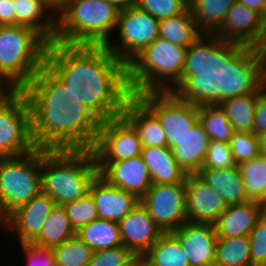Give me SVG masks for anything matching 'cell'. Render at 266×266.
I'll list each match as a JSON object with an SVG mask.
<instances>
[{
  "instance_id": "1",
  "label": "cell",
  "mask_w": 266,
  "mask_h": 266,
  "mask_svg": "<svg viewBox=\"0 0 266 266\" xmlns=\"http://www.w3.org/2000/svg\"><path fill=\"white\" fill-rule=\"evenodd\" d=\"M83 86L65 85L45 64L22 89L40 149L92 150L101 120L82 103Z\"/></svg>"
},
{
  "instance_id": "2",
  "label": "cell",
  "mask_w": 266,
  "mask_h": 266,
  "mask_svg": "<svg viewBox=\"0 0 266 266\" xmlns=\"http://www.w3.org/2000/svg\"><path fill=\"white\" fill-rule=\"evenodd\" d=\"M212 69L190 48L157 37L127 64L132 95L203 89Z\"/></svg>"
},
{
  "instance_id": "3",
  "label": "cell",
  "mask_w": 266,
  "mask_h": 266,
  "mask_svg": "<svg viewBox=\"0 0 266 266\" xmlns=\"http://www.w3.org/2000/svg\"><path fill=\"white\" fill-rule=\"evenodd\" d=\"M208 42L222 64H253L266 51V19L235 2Z\"/></svg>"
},
{
  "instance_id": "4",
  "label": "cell",
  "mask_w": 266,
  "mask_h": 266,
  "mask_svg": "<svg viewBox=\"0 0 266 266\" xmlns=\"http://www.w3.org/2000/svg\"><path fill=\"white\" fill-rule=\"evenodd\" d=\"M98 174L93 150L42 149L41 191L55 205L84 197Z\"/></svg>"
},
{
  "instance_id": "5",
  "label": "cell",
  "mask_w": 266,
  "mask_h": 266,
  "mask_svg": "<svg viewBox=\"0 0 266 266\" xmlns=\"http://www.w3.org/2000/svg\"><path fill=\"white\" fill-rule=\"evenodd\" d=\"M225 111L234 131L254 133L256 66L221 64L212 69L203 88Z\"/></svg>"
},
{
  "instance_id": "6",
  "label": "cell",
  "mask_w": 266,
  "mask_h": 266,
  "mask_svg": "<svg viewBox=\"0 0 266 266\" xmlns=\"http://www.w3.org/2000/svg\"><path fill=\"white\" fill-rule=\"evenodd\" d=\"M120 10L106 0H66L57 10L56 42L106 46Z\"/></svg>"
},
{
  "instance_id": "7",
  "label": "cell",
  "mask_w": 266,
  "mask_h": 266,
  "mask_svg": "<svg viewBox=\"0 0 266 266\" xmlns=\"http://www.w3.org/2000/svg\"><path fill=\"white\" fill-rule=\"evenodd\" d=\"M81 94L82 103L101 121L121 116L132 96L127 82V65L106 48L89 65Z\"/></svg>"
},
{
  "instance_id": "8",
  "label": "cell",
  "mask_w": 266,
  "mask_h": 266,
  "mask_svg": "<svg viewBox=\"0 0 266 266\" xmlns=\"http://www.w3.org/2000/svg\"><path fill=\"white\" fill-rule=\"evenodd\" d=\"M47 46L32 28L0 26V72L22 90L45 64Z\"/></svg>"
},
{
  "instance_id": "9",
  "label": "cell",
  "mask_w": 266,
  "mask_h": 266,
  "mask_svg": "<svg viewBox=\"0 0 266 266\" xmlns=\"http://www.w3.org/2000/svg\"><path fill=\"white\" fill-rule=\"evenodd\" d=\"M42 149L0 158V223L41 191Z\"/></svg>"
},
{
  "instance_id": "10",
  "label": "cell",
  "mask_w": 266,
  "mask_h": 266,
  "mask_svg": "<svg viewBox=\"0 0 266 266\" xmlns=\"http://www.w3.org/2000/svg\"><path fill=\"white\" fill-rule=\"evenodd\" d=\"M135 96L157 117L170 149L199 120L198 90L146 92Z\"/></svg>"
},
{
  "instance_id": "11",
  "label": "cell",
  "mask_w": 266,
  "mask_h": 266,
  "mask_svg": "<svg viewBox=\"0 0 266 266\" xmlns=\"http://www.w3.org/2000/svg\"><path fill=\"white\" fill-rule=\"evenodd\" d=\"M37 147L31 134V109L22 90L0 101V158L32 152Z\"/></svg>"
},
{
  "instance_id": "12",
  "label": "cell",
  "mask_w": 266,
  "mask_h": 266,
  "mask_svg": "<svg viewBox=\"0 0 266 266\" xmlns=\"http://www.w3.org/2000/svg\"><path fill=\"white\" fill-rule=\"evenodd\" d=\"M116 29L119 42L111 40L106 48L127 65L158 37L159 19L135 5L120 10Z\"/></svg>"
},
{
  "instance_id": "13",
  "label": "cell",
  "mask_w": 266,
  "mask_h": 266,
  "mask_svg": "<svg viewBox=\"0 0 266 266\" xmlns=\"http://www.w3.org/2000/svg\"><path fill=\"white\" fill-rule=\"evenodd\" d=\"M106 49V46L48 43L45 65L65 84L83 86L89 65Z\"/></svg>"
},
{
  "instance_id": "14",
  "label": "cell",
  "mask_w": 266,
  "mask_h": 266,
  "mask_svg": "<svg viewBox=\"0 0 266 266\" xmlns=\"http://www.w3.org/2000/svg\"><path fill=\"white\" fill-rule=\"evenodd\" d=\"M140 204L163 233L173 232L187 221L185 183L152 184Z\"/></svg>"
},
{
  "instance_id": "15",
  "label": "cell",
  "mask_w": 266,
  "mask_h": 266,
  "mask_svg": "<svg viewBox=\"0 0 266 266\" xmlns=\"http://www.w3.org/2000/svg\"><path fill=\"white\" fill-rule=\"evenodd\" d=\"M142 149L136 130L121 115L101 122L92 150L97 162H115L140 156Z\"/></svg>"
},
{
  "instance_id": "16",
  "label": "cell",
  "mask_w": 266,
  "mask_h": 266,
  "mask_svg": "<svg viewBox=\"0 0 266 266\" xmlns=\"http://www.w3.org/2000/svg\"><path fill=\"white\" fill-rule=\"evenodd\" d=\"M158 37L192 49L211 69L222 64L212 53L208 38L195 24L190 8L184 13L159 20Z\"/></svg>"
},
{
  "instance_id": "17",
  "label": "cell",
  "mask_w": 266,
  "mask_h": 266,
  "mask_svg": "<svg viewBox=\"0 0 266 266\" xmlns=\"http://www.w3.org/2000/svg\"><path fill=\"white\" fill-rule=\"evenodd\" d=\"M54 205L52 198L40 191L28 203L11 212L0 224L10 233L15 232L13 235L18 236L19 244L32 243L39 236Z\"/></svg>"
},
{
  "instance_id": "18",
  "label": "cell",
  "mask_w": 266,
  "mask_h": 266,
  "mask_svg": "<svg viewBox=\"0 0 266 266\" xmlns=\"http://www.w3.org/2000/svg\"><path fill=\"white\" fill-rule=\"evenodd\" d=\"M185 186L187 221L214 225L228 206L225 200L197 174H187Z\"/></svg>"
},
{
  "instance_id": "19",
  "label": "cell",
  "mask_w": 266,
  "mask_h": 266,
  "mask_svg": "<svg viewBox=\"0 0 266 266\" xmlns=\"http://www.w3.org/2000/svg\"><path fill=\"white\" fill-rule=\"evenodd\" d=\"M99 175L111 186L119 187L141 199L152 186L149 170L142 156L123 161L97 162Z\"/></svg>"
},
{
  "instance_id": "20",
  "label": "cell",
  "mask_w": 266,
  "mask_h": 266,
  "mask_svg": "<svg viewBox=\"0 0 266 266\" xmlns=\"http://www.w3.org/2000/svg\"><path fill=\"white\" fill-rule=\"evenodd\" d=\"M172 233L188 256L190 266H214L218 238L214 225L186 221Z\"/></svg>"
},
{
  "instance_id": "21",
  "label": "cell",
  "mask_w": 266,
  "mask_h": 266,
  "mask_svg": "<svg viewBox=\"0 0 266 266\" xmlns=\"http://www.w3.org/2000/svg\"><path fill=\"white\" fill-rule=\"evenodd\" d=\"M123 246L132 254L144 255L163 234L141 205H137L118 222Z\"/></svg>"
},
{
  "instance_id": "22",
  "label": "cell",
  "mask_w": 266,
  "mask_h": 266,
  "mask_svg": "<svg viewBox=\"0 0 266 266\" xmlns=\"http://www.w3.org/2000/svg\"><path fill=\"white\" fill-rule=\"evenodd\" d=\"M89 193L95 201L98 218L119 222L140 204V199L119 187L111 186L99 174L91 182Z\"/></svg>"
},
{
  "instance_id": "23",
  "label": "cell",
  "mask_w": 266,
  "mask_h": 266,
  "mask_svg": "<svg viewBox=\"0 0 266 266\" xmlns=\"http://www.w3.org/2000/svg\"><path fill=\"white\" fill-rule=\"evenodd\" d=\"M15 25L38 32L48 43L55 40L57 9L47 0H13Z\"/></svg>"
},
{
  "instance_id": "24",
  "label": "cell",
  "mask_w": 266,
  "mask_h": 266,
  "mask_svg": "<svg viewBox=\"0 0 266 266\" xmlns=\"http://www.w3.org/2000/svg\"><path fill=\"white\" fill-rule=\"evenodd\" d=\"M266 207L256 201L228 205L214 224L218 238L248 236Z\"/></svg>"
},
{
  "instance_id": "25",
  "label": "cell",
  "mask_w": 266,
  "mask_h": 266,
  "mask_svg": "<svg viewBox=\"0 0 266 266\" xmlns=\"http://www.w3.org/2000/svg\"><path fill=\"white\" fill-rule=\"evenodd\" d=\"M122 116L134 127L143 147L167 146L157 117L135 95L127 100Z\"/></svg>"
},
{
  "instance_id": "26",
  "label": "cell",
  "mask_w": 266,
  "mask_h": 266,
  "mask_svg": "<svg viewBox=\"0 0 266 266\" xmlns=\"http://www.w3.org/2000/svg\"><path fill=\"white\" fill-rule=\"evenodd\" d=\"M209 143L210 138L198 120L171 150L186 174H197L202 168Z\"/></svg>"
},
{
  "instance_id": "27",
  "label": "cell",
  "mask_w": 266,
  "mask_h": 266,
  "mask_svg": "<svg viewBox=\"0 0 266 266\" xmlns=\"http://www.w3.org/2000/svg\"><path fill=\"white\" fill-rule=\"evenodd\" d=\"M141 156L147 165L152 184L185 183L187 174L166 147H143Z\"/></svg>"
},
{
  "instance_id": "28",
  "label": "cell",
  "mask_w": 266,
  "mask_h": 266,
  "mask_svg": "<svg viewBox=\"0 0 266 266\" xmlns=\"http://www.w3.org/2000/svg\"><path fill=\"white\" fill-rule=\"evenodd\" d=\"M197 175L219 193L227 205L249 201L238 166L225 169H200Z\"/></svg>"
},
{
  "instance_id": "29",
  "label": "cell",
  "mask_w": 266,
  "mask_h": 266,
  "mask_svg": "<svg viewBox=\"0 0 266 266\" xmlns=\"http://www.w3.org/2000/svg\"><path fill=\"white\" fill-rule=\"evenodd\" d=\"M198 110L199 121L210 141L229 143L234 132L233 127L225 111L204 89H198Z\"/></svg>"
},
{
  "instance_id": "30",
  "label": "cell",
  "mask_w": 266,
  "mask_h": 266,
  "mask_svg": "<svg viewBox=\"0 0 266 266\" xmlns=\"http://www.w3.org/2000/svg\"><path fill=\"white\" fill-rule=\"evenodd\" d=\"M236 0H189L192 17L199 30L209 38L223 23Z\"/></svg>"
},
{
  "instance_id": "31",
  "label": "cell",
  "mask_w": 266,
  "mask_h": 266,
  "mask_svg": "<svg viewBox=\"0 0 266 266\" xmlns=\"http://www.w3.org/2000/svg\"><path fill=\"white\" fill-rule=\"evenodd\" d=\"M143 257L145 266H190L188 256L172 232L163 233Z\"/></svg>"
},
{
  "instance_id": "32",
  "label": "cell",
  "mask_w": 266,
  "mask_h": 266,
  "mask_svg": "<svg viewBox=\"0 0 266 266\" xmlns=\"http://www.w3.org/2000/svg\"><path fill=\"white\" fill-rule=\"evenodd\" d=\"M76 236L93 251L123 246L116 221L97 218L76 231Z\"/></svg>"
},
{
  "instance_id": "33",
  "label": "cell",
  "mask_w": 266,
  "mask_h": 266,
  "mask_svg": "<svg viewBox=\"0 0 266 266\" xmlns=\"http://www.w3.org/2000/svg\"><path fill=\"white\" fill-rule=\"evenodd\" d=\"M75 235L76 232L70 224L65 208L62 205H54L39 236L32 243L52 248L66 242Z\"/></svg>"
},
{
  "instance_id": "34",
  "label": "cell",
  "mask_w": 266,
  "mask_h": 266,
  "mask_svg": "<svg viewBox=\"0 0 266 266\" xmlns=\"http://www.w3.org/2000/svg\"><path fill=\"white\" fill-rule=\"evenodd\" d=\"M237 166L248 200L262 203L266 207V154L260 153Z\"/></svg>"
},
{
  "instance_id": "35",
  "label": "cell",
  "mask_w": 266,
  "mask_h": 266,
  "mask_svg": "<svg viewBox=\"0 0 266 266\" xmlns=\"http://www.w3.org/2000/svg\"><path fill=\"white\" fill-rule=\"evenodd\" d=\"M248 236L217 238L214 266H251Z\"/></svg>"
},
{
  "instance_id": "36",
  "label": "cell",
  "mask_w": 266,
  "mask_h": 266,
  "mask_svg": "<svg viewBox=\"0 0 266 266\" xmlns=\"http://www.w3.org/2000/svg\"><path fill=\"white\" fill-rule=\"evenodd\" d=\"M51 249L56 266H88L93 253V250L76 235Z\"/></svg>"
},
{
  "instance_id": "37",
  "label": "cell",
  "mask_w": 266,
  "mask_h": 266,
  "mask_svg": "<svg viewBox=\"0 0 266 266\" xmlns=\"http://www.w3.org/2000/svg\"><path fill=\"white\" fill-rule=\"evenodd\" d=\"M63 207L75 232L98 218L97 206L90 193Z\"/></svg>"
},
{
  "instance_id": "38",
  "label": "cell",
  "mask_w": 266,
  "mask_h": 266,
  "mask_svg": "<svg viewBox=\"0 0 266 266\" xmlns=\"http://www.w3.org/2000/svg\"><path fill=\"white\" fill-rule=\"evenodd\" d=\"M229 144L237 165L261 153L259 136L254 133L234 131Z\"/></svg>"
},
{
  "instance_id": "39",
  "label": "cell",
  "mask_w": 266,
  "mask_h": 266,
  "mask_svg": "<svg viewBox=\"0 0 266 266\" xmlns=\"http://www.w3.org/2000/svg\"><path fill=\"white\" fill-rule=\"evenodd\" d=\"M136 6L162 20L184 13L189 8V0H136Z\"/></svg>"
},
{
  "instance_id": "40",
  "label": "cell",
  "mask_w": 266,
  "mask_h": 266,
  "mask_svg": "<svg viewBox=\"0 0 266 266\" xmlns=\"http://www.w3.org/2000/svg\"><path fill=\"white\" fill-rule=\"evenodd\" d=\"M237 166L230 144L222 141H210L201 169H225Z\"/></svg>"
},
{
  "instance_id": "41",
  "label": "cell",
  "mask_w": 266,
  "mask_h": 266,
  "mask_svg": "<svg viewBox=\"0 0 266 266\" xmlns=\"http://www.w3.org/2000/svg\"><path fill=\"white\" fill-rule=\"evenodd\" d=\"M251 266H266V211L248 235Z\"/></svg>"
},
{
  "instance_id": "42",
  "label": "cell",
  "mask_w": 266,
  "mask_h": 266,
  "mask_svg": "<svg viewBox=\"0 0 266 266\" xmlns=\"http://www.w3.org/2000/svg\"><path fill=\"white\" fill-rule=\"evenodd\" d=\"M266 132V76L256 67V109L254 134Z\"/></svg>"
},
{
  "instance_id": "43",
  "label": "cell",
  "mask_w": 266,
  "mask_h": 266,
  "mask_svg": "<svg viewBox=\"0 0 266 266\" xmlns=\"http://www.w3.org/2000/svg\"><path fill=\"white\" fill-rule=\"evenodd\" d=\"M133 254L124 246L93 251L88 266H120Z\"/></svg>"
},
{
  "instance_id": "44",
  "label": "cell",
  "mask_w": 266,
  "mask_h": 266,
  "mask_svg": "<svg viewBox=\"0 0 266 266\" xmlns=\"http://www.w3.org/2000/svg\"><path fill=\"white\" fill-rule=\"evenodd\" d=\"M22 253L26 258L27 266H56L55 257L51 248L42 247L33 243H21Z\"/></svg>"
},
{
  "instance_id": "45",
  "label": "cell",
  "mask_w": 266,
  "mask_h": 266,
  "mask_svg": "<svg viewBox=\"0 0 266 266\" xmlns=\"http://www.w3.org/2000/svg\"><path fill=\"white\" fill-rule=\"evenodd\" d=\"M15 25L13 0H0V26Z\"/></svg>"
},
{
  "instance_id": "46",
  "label": "cell",
  "mask_w": 266,
  "mask_h": 266,
  "mask_svg": "<svg viewBox=\"0 0 266 266\" xmlns=\"http://www.w3.org/2000/svg\"><path fill=\"white\" fill-rule=\"evenodd\" d=\"M236 2L259 12L266 19V0H236Z\"/></svg>"
},
{
  "instance_id": "47",
  "label": "cell",
  "mask_w": 266,
  "mask_h": 266,
  "mask_svg": "<svg viewBox=\"0 0 266 266\" xmlns=\"http://www.w3.org/2000/svg\"><path fill=\"white\" fill-rule=\"evenodd\" d=\"M120 266H145L143 255L133 254L126 262Z\"/></svg>"
},
{
  "instance_id": "48",
  "label": "cell",
  "mask_w": 266,
  "mask_h": 266,
  "mask_svg": "<svg viewBox=\"0 0 266 266\" xmlns=\"http://www.w3.org/2000/svg\"><path fill=\"white\" fill-rule=\"evenodd\" d=\"M0 87L7 93H13L18 89L0 72Z\"/></svg>"
},
{
  "instance_id": "49",
  "label": "cell",
  "mask_w": 266,
  "mask_h": 266,
  "mask_svg": "<svg viewBox=\"0 0 266 266\" xmlns=\"http://www.w3.org/2000/svg\"><path fill=\"white\" fill-rule=\"evenodd\" d=\"M115 5L119 10L126 9L136 5V0H106Z\"/></svg>"
},
{
  "instance_id": "50",
  "label": "cell",
  "mask_w": 266,
  "mask_h": 266,
  "mask_svg": "<svg viewBox=\"0 0 266 266\" xmlns=\"http://www.w3.org/2000/svg\"><path fill=\"white\" fill-rule=\"evenodd\" d=\"M253 64L266 76V51Z\"/></svg>"
},
{
  "instance_id": "51",
  "label": "cell",
  "mask_w": 266,
  "mask_h": 266,
  "mask_svg": "<svg viewBox=\"0 0 266 266\" xmlns=\"http://www.w3.org/2000/svg\"><path fill=\"white\" fill-rule=\"evenodd\" d=\"M261 153L266 154V132L259 135Z\"/></svg>"
},
{
  "instance_id": "52",
  "label": "cell",
  "mask_w": 266,
  "mask_h": 266,
  "mask_svg": "<svg viewBox=\"0 0 266 266\" xmlns=\"http://www.w3.org/2000/svg\"><path fill=\"white\" fill-rule=\"evenodd\" d=\"M47 1L58 10L66 0H47Z\"/></svg>"
},
{
  "instance_id": "53",
  "label": "cell",
  "mask_w": 266,
  "mask_h": 266,
  "mask_svg": "<svg viewBox=\"0 0 266 266\" xmlns=\"http://www.w3.org/2000/svg\"><path fill=\"white\" fill-rule=\"evenodd\" d=\"M8 94L0 87V101L4 99Z\"/></svg>"
}]
</instances>
